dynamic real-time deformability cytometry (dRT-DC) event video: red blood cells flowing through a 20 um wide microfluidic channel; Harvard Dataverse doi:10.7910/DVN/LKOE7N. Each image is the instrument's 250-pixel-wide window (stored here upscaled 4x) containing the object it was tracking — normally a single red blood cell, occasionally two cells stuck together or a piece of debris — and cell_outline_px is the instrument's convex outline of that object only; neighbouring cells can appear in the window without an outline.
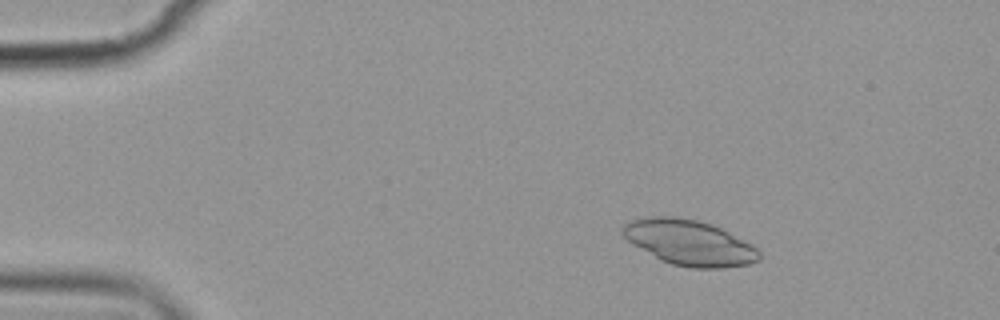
{"species": "common noctule bat (a hibernating species)", "species_latin": "Nyctalus noctula", "temperature_condition": "cold", "stored_images_in_passage": 5, "camera_frame_rate_fps": 3000, "um_per_image_px": 0.085, "animal": {"sex": "female", "body_mass_g": 19.9}, "frame": {"image": 1, "passage_image": 2, "time_ms": 1.333, "image_size_px": [1000, 320], "cell_outline_px": [[760, 260], [748, 264], [724, 268], [692, 268], [672, 264], [660, 260], [632, 244], [624, 236], [624, 224], [632, 220], [656, 216], [672, 216], [696, 220], [712, 224], [752, 244], [760, 252]], "centroid_in_image_um": [58.62, 20.64], "position_along_channel_um": 26.4, "area_um2": 35.78}}